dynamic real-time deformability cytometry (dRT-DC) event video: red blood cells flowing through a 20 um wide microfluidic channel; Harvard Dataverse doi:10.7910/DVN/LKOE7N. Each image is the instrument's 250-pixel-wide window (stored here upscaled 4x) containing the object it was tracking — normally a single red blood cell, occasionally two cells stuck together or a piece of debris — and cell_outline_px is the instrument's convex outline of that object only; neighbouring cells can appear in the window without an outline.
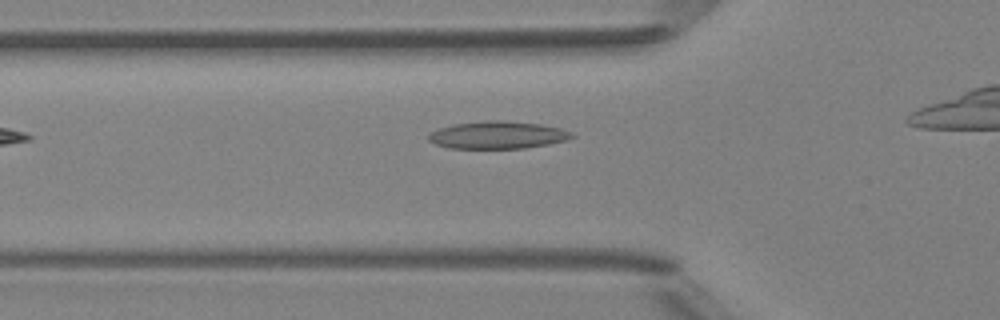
{"species": "Egyptian fruit bat (a non-hibernating species)", "species_latin": "Rousettus aegyptiacus", "temperature_condition": "room temperature", "stored_images_in_passage": 29, "camera_frame_rate_fps": 3000, "um_per_image_px": 0.085, "animal": {"sex": "female"}, "frame": {"image": 1, "passage_image": 4, "time_ms": 1.0, "image_size_px": [1000, 320], "cell_outline_px": [[576, 136], [568, 140], [548, 144], [524, 148], [448, 148], [436, 144], [428, 140], [428, 132], [452, 124], [484, 120], [504, 120], [540, 124], [560, 128], [572, 132]], "centroid_in_image_um": [42.29, 11.47], "position_along_channel_um": 83.5, "area_um2": 23.12}}
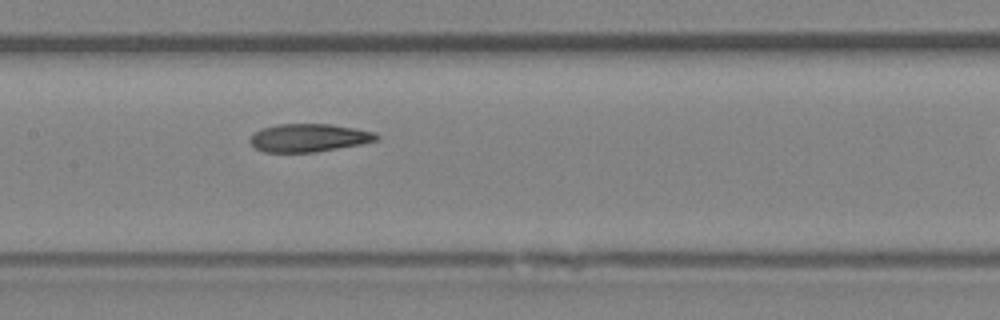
{"frame": {"image": 2, "passage_image": 11, "time_ms": 3.333, "image_size_px": [1000, 320], "cell_outline_px": [[380, 136], [376, 140], [360, 144], [316, 152], [264, 152], [256, 148], [248, 140], [260, 128], [276, 124], [332, 124], [356, 128], [376, 132]], "centroid_in_image_um": [26.26, 11.7], "position_along_channel_um": 181.1, "area_um2": 20.69}}
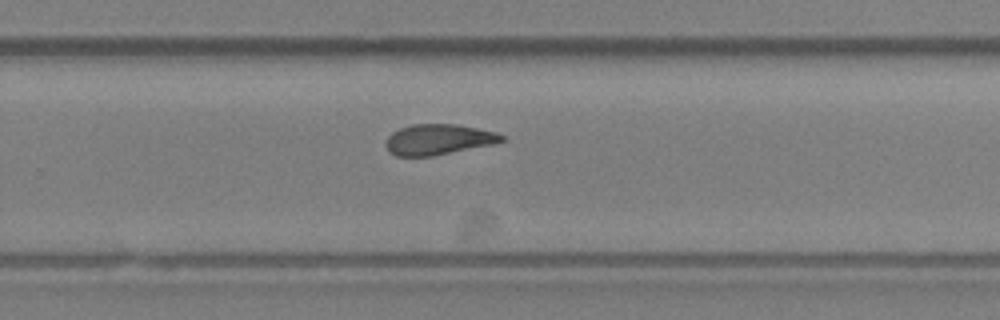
{"frame": {"image": 3, "passage_image": 19, "time_ms": 6.0, "image_size_px": [1000, 320], "cell_outline_px": [[504, 140], [492, 144], [432, 156], [396, 156], [388, 152], [384, 144], [388, 136], [392, 132], [400, 128], [412, 124], [456, 124], [496, 132], [504, 136]], "centroid_in_image_um": [37.2, 11.85], "position_along_channel_um": 292.6, "area_um2": 20.58}}